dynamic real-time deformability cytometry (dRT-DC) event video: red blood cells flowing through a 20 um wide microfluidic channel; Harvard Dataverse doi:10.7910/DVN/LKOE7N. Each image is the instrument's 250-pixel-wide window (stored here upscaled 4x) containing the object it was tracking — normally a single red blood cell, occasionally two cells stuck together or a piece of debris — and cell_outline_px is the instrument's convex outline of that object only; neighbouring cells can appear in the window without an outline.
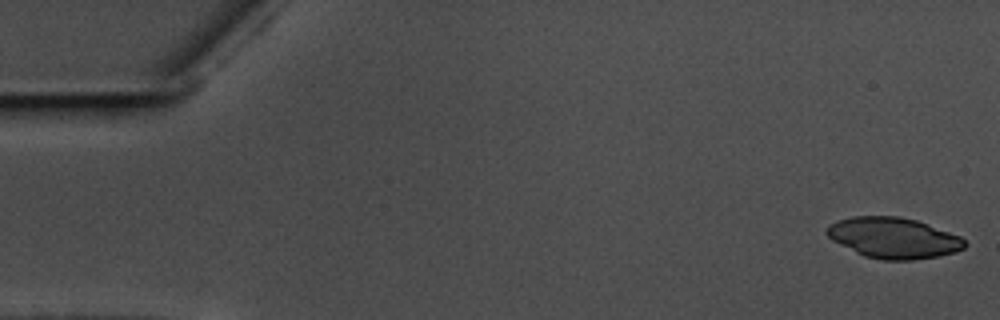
{"species": "common noctule bat (a hibernating species)", "species_latin": "Nyctalus noctula", "temperature_condition": "warm", "stored_images_in_passage": 9, "camera_frame_rate_fps": 3000, "um_per_image_px": 0.085, "animal": {"sex": "male", "body_mass_g": 17.5, "forearm_length_mm": 52.3}, "frame": {"image": 1, "passage_image": 1, "time_ms": 0.0, "image_size_px": [1000, 320], "cell_outline_px": [[968, 244], [964, 248], [956, 252], [940, 256], [912, 260], [884, 260], [864, 256], [832, 240], [824, 232], [828, 224], [836, 220], [852, 216], [900, 216], [916, 220], [928, 224], [960, 236]], "centroid_in_image_um": [75.94, 20.21], "position_along_channel_um": 9.1, "area_um2": 32.95}}